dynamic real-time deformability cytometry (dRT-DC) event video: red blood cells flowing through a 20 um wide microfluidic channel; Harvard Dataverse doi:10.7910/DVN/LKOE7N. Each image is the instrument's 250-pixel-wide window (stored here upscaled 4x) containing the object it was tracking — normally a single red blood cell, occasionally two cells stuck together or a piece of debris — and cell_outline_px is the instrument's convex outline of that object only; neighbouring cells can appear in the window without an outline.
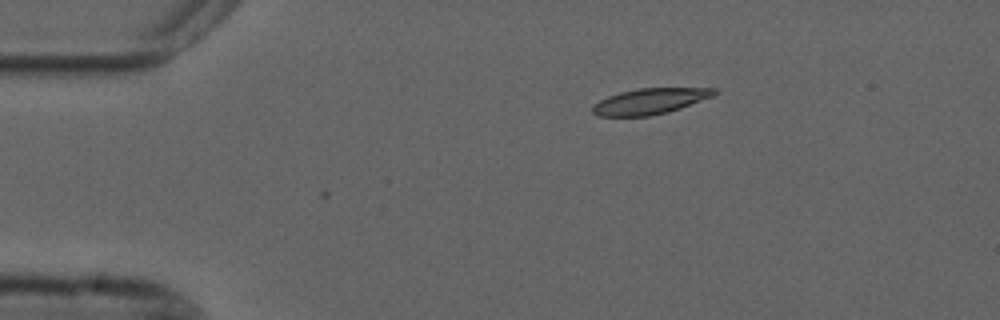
{"species": "common noctule bat (a hibernating species)", "species_latin": "Nyctalus noctula", "temperature_condition": "cold", "stored_images_in_passage": 2, "camera_frame_rate_fps": 3000, "um_per_image_px": 0.085, "animal": {"sex": "male", "forearm_length_mm": 52.5}, "frame": {"image": 1, "passage_image": 1, "time_ms": 0.0, "image_size_px": [1000, 320], "cell_outline_px": [[720, 92], [712, 96], [680, 108], [668, 112], [652, 116], [596, 116], [592, 112], [592, 104], [608, 96], [620, 92], [640, 88], [716, 88]], "centroid_in_image_um": [55.23, 8.61], "position_along_channel_um": 29.8, "area_um2": 18.32}}